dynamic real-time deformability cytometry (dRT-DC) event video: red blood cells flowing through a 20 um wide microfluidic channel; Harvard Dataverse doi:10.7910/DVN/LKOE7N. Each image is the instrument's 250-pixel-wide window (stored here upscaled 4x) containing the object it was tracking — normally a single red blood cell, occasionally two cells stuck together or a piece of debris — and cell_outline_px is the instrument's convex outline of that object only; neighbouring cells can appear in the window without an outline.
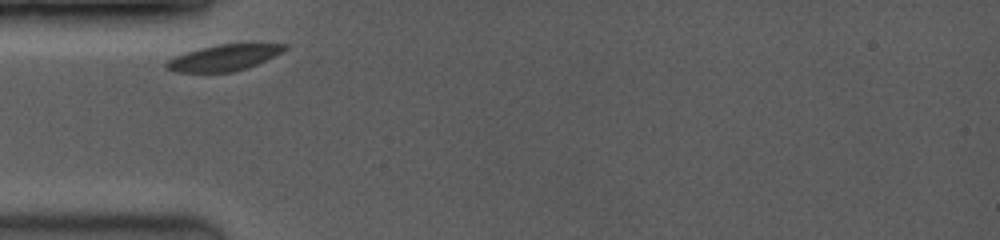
{"species": "common noctule bat (a hibernating species)", "species_latin": "Nyctalus noctula", "temperature_condition": "room temperature", "stored_images_in_passage": 21, "camera_frame_rate_fps": 3500, "um_per_image_px": 0.085, "animal": {"sex": "female", "body_mass_g": 19.0, "forearm_length_mm": 53.3}, "frame": {"image": 1, "passage_image": 1, "time_ms": 0.0, "image_size_px": [1000, 240], "cell_outline_px": [[288, 48], [248, 68], [232, 72], [176, 72], [164, 68], [164, 64], [168, 60], [176, 56], [200, 48], [220, 44], [288, 44]], "centroid_in_image_um": [18.98, 4.91], "position_along_channel_um": 66.0, "area_um2": 17.63}}
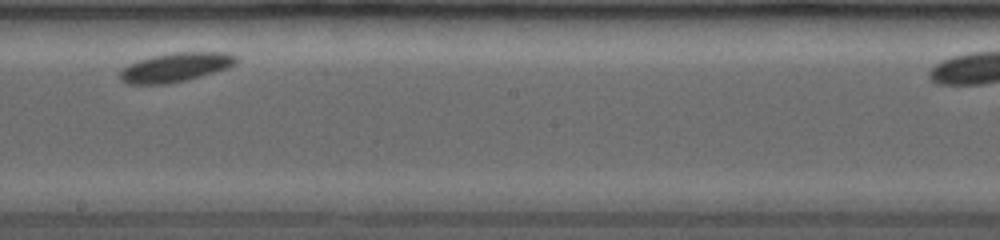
{"frame": {"image": 2, "passage_image": 11, "time_ms": 4.571, "image_size_px": [1000, 240], "cell_outline_px": [[240, 60], [236, 64], [228, 68], [184, 80], [168, 84], [128, 84], [120, 80], [120, 72], [128, 64], [136, 60], [152, 56], [172, 52], [228, 52], [236, 56]], "centroid_in_image_um": [14.93, 5.7], "position_along_channel_um": 233.3, "area_um2": 19.77}}
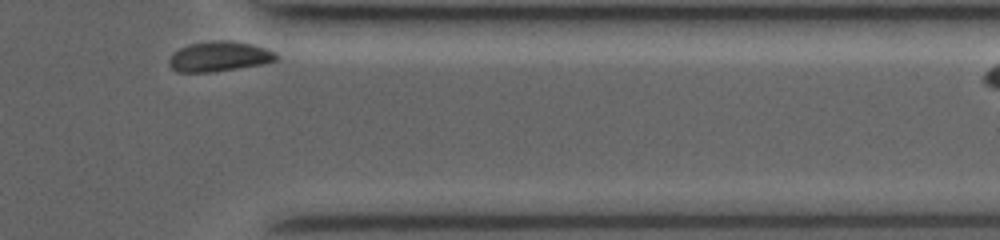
{"frame": {"image": 3, "passage_image": 21, "time_ms": 8.857, "image_size_px": [1000, 240], "cell_outline_px": [[280, 56], [276, 60], [260, 64], [212, 72], [176, 72], [168, 64], [168, 60], [180, 48], [188, 44], [216, 40], [228, 40], [252, 44], [276, 52]], "centroid_in_image_um": [18.63, 4.8], "position_along_channel_um": 392.8, "area_um2": 18.61}, "authors_computed_cell_mechanics": {"area_um2": 19.1318, "velocity_mm_per_s": 3.6881, "shape_relaxation_time_tau1_ms": 0.755, "shape_relaxation_time_tau2_ms": null, "deformation_change_tau1": 0.0131, "deformation_change_tau2": null}}